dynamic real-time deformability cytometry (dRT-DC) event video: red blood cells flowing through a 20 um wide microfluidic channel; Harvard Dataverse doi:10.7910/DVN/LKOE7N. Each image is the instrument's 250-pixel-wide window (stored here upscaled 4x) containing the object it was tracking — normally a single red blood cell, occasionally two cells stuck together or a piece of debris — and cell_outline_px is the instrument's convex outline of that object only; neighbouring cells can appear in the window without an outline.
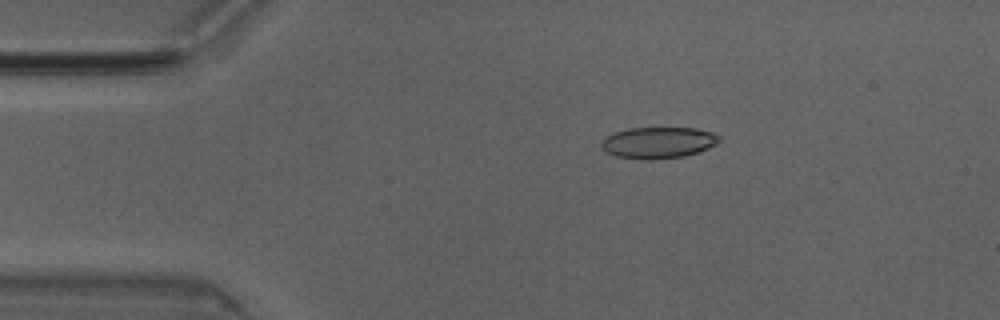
{"species": "Egyptian fruit bat (a non-hibernating species)", "species_latin": "Rousettus aegyptiacus", "temperature_condition": "room temperature", "stored_images_in_passage": 4, "camera_frame_rate_fps": 3000, "um_per_image_px": 0.085, "animal": {"sex": "male"}, "frame": {"image": 1, "passage_image": 3, "time_ms": 0.667, "image_size_px": [1000, 320], "cell_outline_px": [[720, 140], [716, 144], [708, 148], [684, 156], [652, 160], [644, 160], [616, 156], [604, 152], [600, 148], [600, 140], [616, 132], [628, 128], [696, 128], [712, 132], [720, 136]], "centroid_in_image_um": [55.91, 12.13], "position_along_channel_um": 29.1, "area_um2": 21.68}}